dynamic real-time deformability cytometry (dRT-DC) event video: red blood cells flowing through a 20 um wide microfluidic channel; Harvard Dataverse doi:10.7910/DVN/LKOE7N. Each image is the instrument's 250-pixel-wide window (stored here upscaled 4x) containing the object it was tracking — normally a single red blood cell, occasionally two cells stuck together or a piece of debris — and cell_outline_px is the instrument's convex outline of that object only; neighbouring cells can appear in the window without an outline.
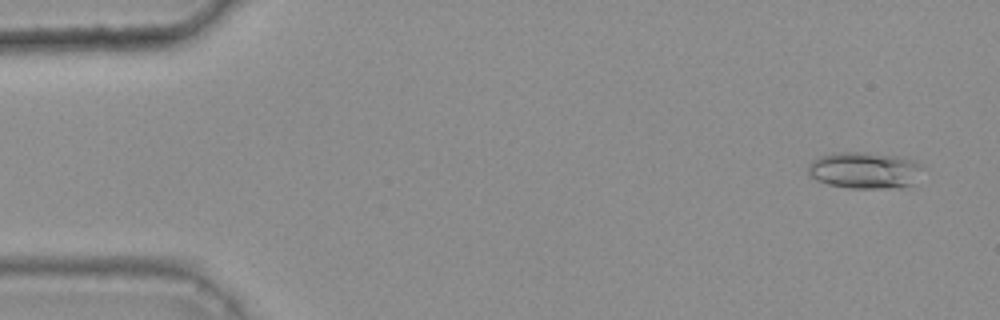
{"species": "common noctule bat (a hibernating species)", "species_latin": "Nyctalus noctula", "temperature_condition": "warm", "stored_images_in_passage": 46, "camera_frame_rate_fps": 3000, "um_per_image_px": 0.085, "animal": {"sex": "female", "body_mass_g": 25.1}, "frame": {"image": 1, "passage_image": 3, "time_ms": 0.667, "image_size_px": [1000, 320], "cell_outline_px": [[924, 168], [912, 184], [900, 188], [848, 188], [828, 184], [816, 180], [808, 172], [808, 164], [812, 160], [820, 156], [832, 152], [864, 152], [896, 156], [912, 160], [920, 164]], "centroid_in_image_um": [73.47, 14.47], "position_along_channel_um": 11.5, "area_um2": 24.51}}
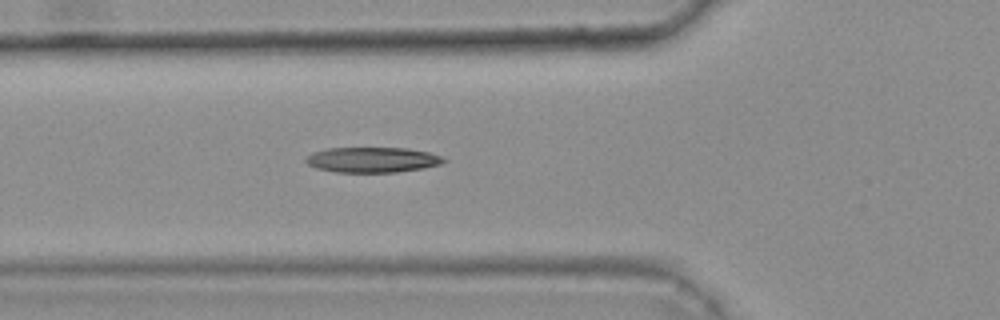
{"frame": {"image": 2, "passage_image": 19, "time_ms": 6.0, "image_size_px": [1000, 320], "cell_outline_px": [[448, 160], [440, 164], [424, 168], [396, 172], [336, 172], [316, 168], [308, 164], [304, 160], [304, 156], [312, 152], [328, 148], [408, 148], [428, 152], [440, 156]], "centroid_in_image_um": [31.62, 13.58], "position_along_channel_um": 94.2, "area_um2": 20.4}}
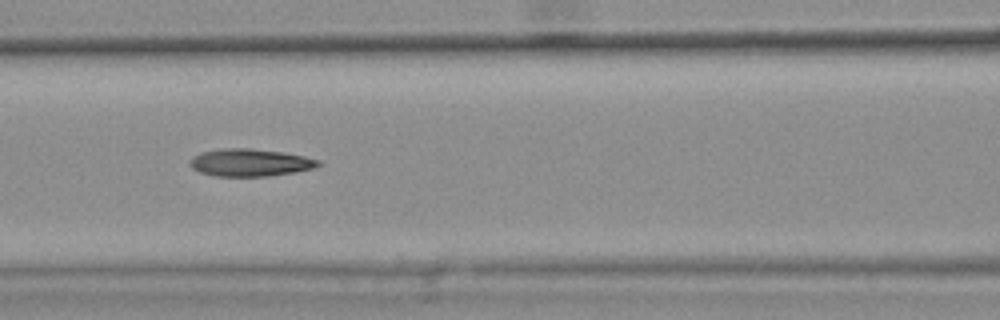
{"frame": {"image": 3, "passage_image": 23, "time_ms": 7.333, "image_size_px": [1000, 320], "cell_outline_px": [[320, 164], [312, 168], [296, 172], [268, 176], [216, 176], [200, 172], [192, 168], [188, 164], [192, 156], [200, 152], [224, 148], [252, 148], [284, 152], [304, 156], [320, 160]], "centroid_in_image_um": [21.23, 13.81], "position_along_channel_um": 145.4, "area_um2": 20.63}, "authors_computed_cell_mechanics": {"area_um2": 20.4323, "velocity_mm_per_s": 3.8094, "shape_relaxation_time_tau1_ms": null, "shape_relaxation_time_tau2_ms": 3.4128, "deformation_change_tau1": null, "deformation_change_tau2": 0.1313}}